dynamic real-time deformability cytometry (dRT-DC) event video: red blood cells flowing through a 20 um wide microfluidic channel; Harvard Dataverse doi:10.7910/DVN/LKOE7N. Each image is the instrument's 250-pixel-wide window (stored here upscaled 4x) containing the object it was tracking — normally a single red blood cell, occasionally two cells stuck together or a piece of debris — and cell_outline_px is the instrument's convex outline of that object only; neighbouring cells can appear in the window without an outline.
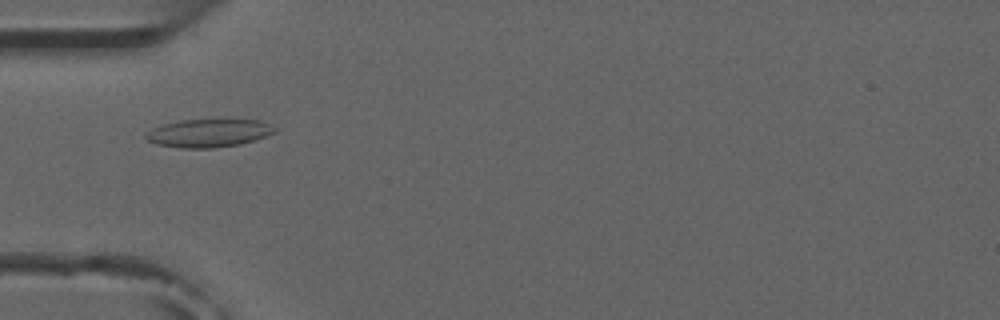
{"species": "common noctule bat (a hibernating species)", "species_latin": "Nyctalus noctula", "temperature_condition": "room temperature", "stored_images_in_passage": 7, "camera_frame_rate_fps": 3000, "um_per_image_px": 0.085, "animal": {"sex": "male", "forearm_length_mm": 52.5}, "frame": {"image": 1, "passage_image": 4, "time_ms": 3.667, "image_size_px": [1000, 320], "cell_outline_px": [[280, 128], [276, 132], [256, 140], [240, 144], [212, 148], [180, 148], [156, 144], [148, 140], [144, 136], [152, 128], [164, 124], [180, 120], [224, 116], [260, 120]], "centroid_in_image_um": [17.84, 11.25], "position_along_channel_um": 67.2, "area_um2": 22.31}}
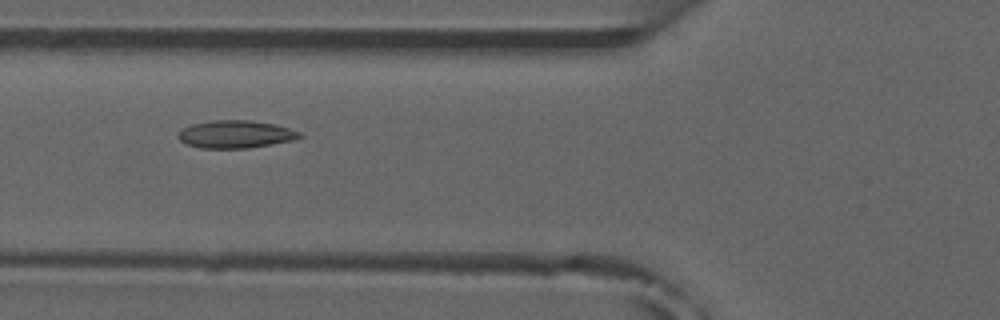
{"frame": {"image": 2, "passage_image": 5, "time_ms": 4.667, "image_size_px": [1000, 320], "cell_outline_px": [[304, 136], [292, 140], [272, 144], [248, 148], [200, 148], [188, 144], [180, 140], [176, 136], [184, 128], [192, 124], [212, 120], [248, 120], [272, 124], [304, 132]], "centroid_in_image_um": [20.05, 11.41], "position_along_channel_um": 105.8, "area_um2": 19.48}}
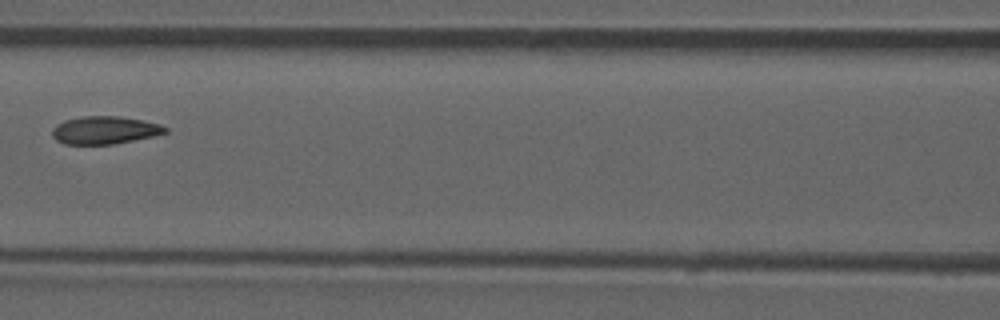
{"frame": {"image": 3, "passage_image": 6, "time_ms": 6.0, "image_size_px": [1000, 320], "cell_outline_px": [[168, 132], [152, 136], [112, 144], [64, 144], [56, 140], [52, 136], [52, 128], [56, 124], [64, 120], [84, 116], [120, 116], [144, 120], [160, 124], [168, 128]], "centroid_in_image_um": [8.88, 11.05], "position_along_channel_um": 157.7, "area_um2": 18.32}}